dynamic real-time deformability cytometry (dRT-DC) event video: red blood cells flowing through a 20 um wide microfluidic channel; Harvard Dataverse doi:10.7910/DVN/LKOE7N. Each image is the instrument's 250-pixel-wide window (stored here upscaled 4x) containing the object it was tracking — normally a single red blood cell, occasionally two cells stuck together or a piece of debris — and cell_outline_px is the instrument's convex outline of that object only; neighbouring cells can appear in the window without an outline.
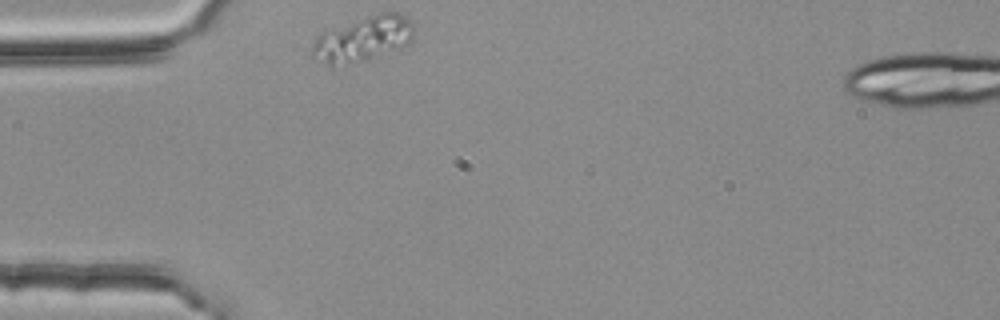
{"species": "common noctule bat (a hibernating species)", "species_latin": "Nyctalus noctula", "temperature_condition": "room temperature", "stored_images_in_passage": 2, "camera_frame_rate_fps": 3000, "um_per_image_px": 0.085, "animal": {"sex": "female", "body_mass_g": 25.1}, "frame": {"image": 1, "passage_image": 1, "time_ms": 0.0, "image_size_px": [1000, 320], "cell_outline_px": [[412, 40], [408, 44], [400, 48], [368, 60], [332, 68], [312, 56], [312, 48], [316, 36], [320, 32], [380, 12], [396, 12], [408, 16], [412, 24]], "centroid_in_image_um": [30.84, 3.33], "position_along_channel_um": 54.2, "area_um2": 27.05}}